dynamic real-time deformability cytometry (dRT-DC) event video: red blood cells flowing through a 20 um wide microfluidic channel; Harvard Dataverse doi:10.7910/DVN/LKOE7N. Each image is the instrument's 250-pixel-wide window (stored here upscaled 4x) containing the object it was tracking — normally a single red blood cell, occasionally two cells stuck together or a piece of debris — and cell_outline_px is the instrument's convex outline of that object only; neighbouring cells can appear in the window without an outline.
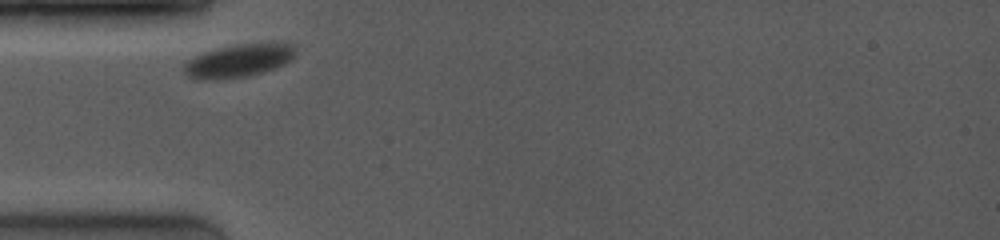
{"species": "common noctule bat (a hibernating species)", "species_latin": "Nyctalus noctula", "temperature_condition": "room temperature", "stored_images_in_passage": 3, "camera_frame_rate_fps": 4000, "um_per_image_px": 0.085, "animal": {"sex": "female", "body_mass_g": 19.0, "forearm_length_mm": 53.3}, "frame": {"image": 1, "passage_image": 1, "time_ms": 0.0, "image_size_px": [1000, 240], "cell_outline_px": [[292, 56], [284, 64], [248, 76], [220, 80], [196, 80], [188, 76], [184, 72], [184, 64], [188, 60], [200, 52], [216, 48], [240, 44], [292, 44]], "centroid_in_image_um": [20.12, 5.19], "position_along_channel_um": 64.9, "area_um2": 21.04}}